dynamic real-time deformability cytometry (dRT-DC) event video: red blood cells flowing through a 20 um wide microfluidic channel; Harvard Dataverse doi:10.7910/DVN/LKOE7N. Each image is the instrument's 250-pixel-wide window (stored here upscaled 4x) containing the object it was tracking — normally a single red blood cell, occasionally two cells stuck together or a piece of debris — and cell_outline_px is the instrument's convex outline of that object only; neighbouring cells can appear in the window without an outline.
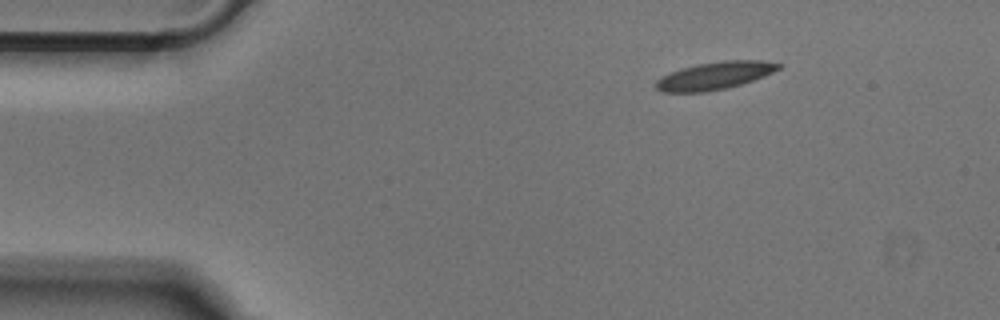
{"species": "Egyptian fruit bat (a non-hibernating species)", "species_latin": "Rousettus aegyptiacus", "temperature_condition": "cold", "stored_images_in_passage": 45, "camera_frame_rate_fps": 3000, "um_per_image_px": 0.085, "animal": {"sex": "male"}, "frame": {"image": 1, "passage_image": 1, "time_ms": 0.0, "image_size_px": [1000, 320], "cell_outline_px": [[784, 64], [780, 68], [764, 76], [728, 88], [704, 92], [660, 92], [656, 88], [656, 80], [660, 76], [680, 68], [700, 64], [724, 60], [764, 60]], "centroid_in_image_um": [60.74, 6.43], "position_along_channel_um": 24.3, "area_um2": 19.77}}
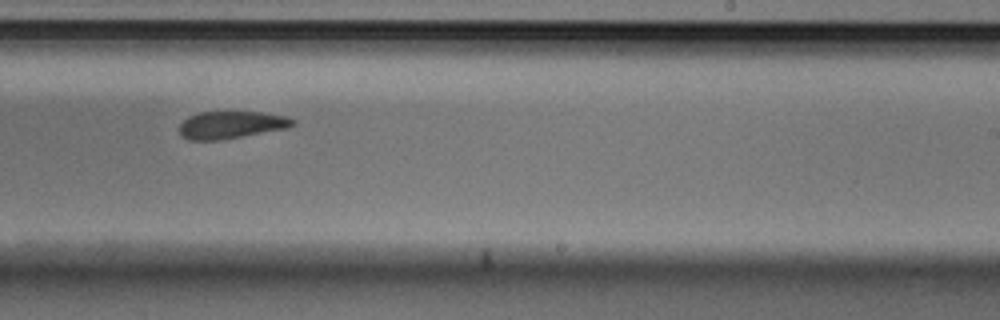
{"frame": {"image": 2, "passage_image": 25, "time_ms": 8.0, "image_size_px": [1000, 320], "cell_outline_px": [[296, 124], [288, 128], [220, 140], [188, 140], [180, 136], [180, 124], [188, 116], [200, 112], [260, 112], [288, 116], [296, 120]], "centroid_in_image_um": [19.67, 10.61], "position_along_channel_um": 269.3, "area_um2": 18.21}}
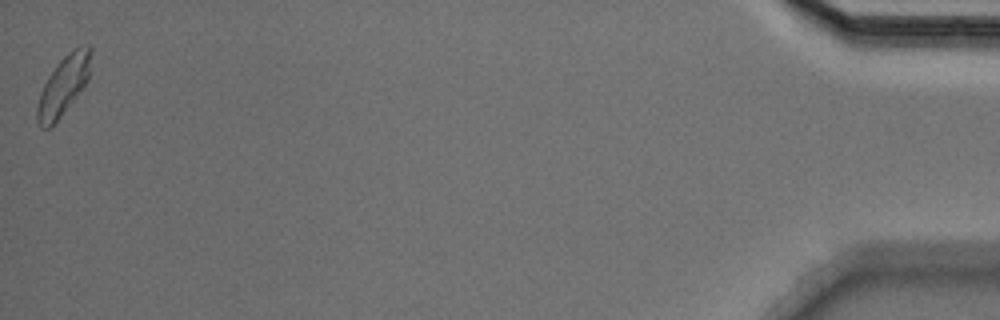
{"frame": {"image": 3, "passage_image": 45, "time_ms": 14.667, "image_size_px": [1000, 320], "cell_outline_px": [[92, 48], [88, 80], [60, 116], [48, 128], [40, 128], [36, 120], [36, 108], [40, 92], [48, 76], [56, 64], [68, 52], [76, 48], [88, 44]], "centroid_in_image_um": [5.37, 7.25], "position_along_channel_um": 429.8, "area_um2": 18.21}}